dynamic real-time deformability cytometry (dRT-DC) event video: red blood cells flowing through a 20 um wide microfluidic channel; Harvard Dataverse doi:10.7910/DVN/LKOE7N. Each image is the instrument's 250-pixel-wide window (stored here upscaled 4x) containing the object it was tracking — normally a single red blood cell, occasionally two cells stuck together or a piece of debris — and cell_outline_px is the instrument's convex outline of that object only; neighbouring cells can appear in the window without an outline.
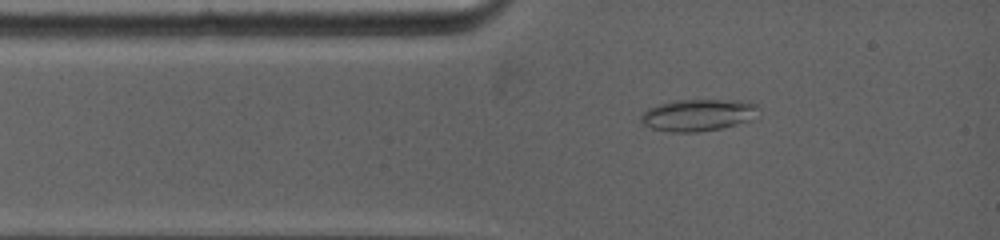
{"species": "common noctule bat (a hibernating species)", "species_latin": "Nyctalus noctula", "temperature_condition": "warm", "stored_images_in_passage": 35, "camera_frame_rate_fps": 5000, "um_per_image_px": 0.085, "animal": {"sex": "female", "body_mass_g": 19.0, "forearm_length_mm": 53.3}, "frame": {"image": 1, "passage_image": 3, "time_ms": 1.2, "image_size_px": [1000, 240], "cell_outline_px": [[760, 108], [752, 120], [720, 128], [696, 132], [672, 132], [652, 128], [644, 124], [640, 120], [640, 116], [648, 108], [660, 104], [676, 100], [740, 100], [756, 104]], "centroid_in_image_um": [59.35, 9.77], "position_along_channel_um": 25.6, "area_um2": 21.73}}
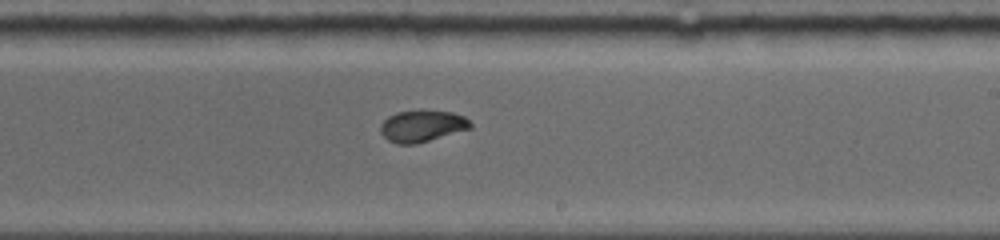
{"frame": {"image": 2, "passage_image": 14, "time_ms": 7.2, "image_size_px": [1000, 240], "cell_outline_px": [[472, 128], [416, 144], [396, 144], [388, 140], [380, 132], [380, 124], [388, 116], [396, 112], [420, 108], [424, 108], [452, 112], [464, 116], [472, 124]], "centroid_in_image_um": [35.87, 10.67], "position_along_channel_um": 253.1, "area_um2": 17.11}}
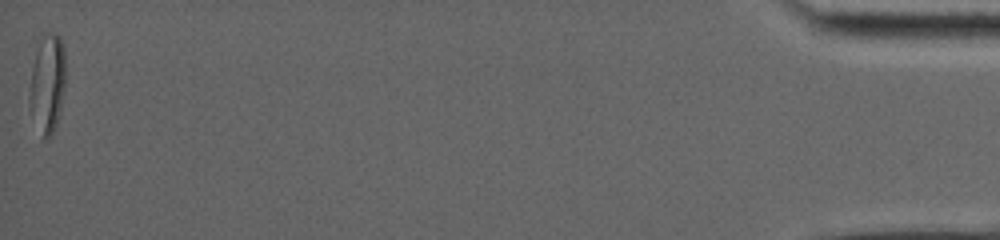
{"frame": {"image": 3, "passage_image": 35, "time_ms": 15.8, "image_size_px": [1000, 240], "cell_outline_px": [[64, 88], [60, 116], [52, 136], [48, 140], [44, 136], [28, 108], [28, 96], [32, 68], [44, 32], [56, 32], [60, 36], [64, 48]], "centroid_in_image_um": [4.04, 7.12], "position_along_channel_um": 431.2, "area_um2": 20.63}, "authors_computed_cell_mechanics": {"area_um2": 17.4556, "velocity_mm_per_s": 3.9537, "shape_relaxation_time_tau1_ms": null, "shape_relaxation_time_tau2_ms": 0.9901, "deformation_change_tau1": null, "deformation_change_tau2": 0.0426}}